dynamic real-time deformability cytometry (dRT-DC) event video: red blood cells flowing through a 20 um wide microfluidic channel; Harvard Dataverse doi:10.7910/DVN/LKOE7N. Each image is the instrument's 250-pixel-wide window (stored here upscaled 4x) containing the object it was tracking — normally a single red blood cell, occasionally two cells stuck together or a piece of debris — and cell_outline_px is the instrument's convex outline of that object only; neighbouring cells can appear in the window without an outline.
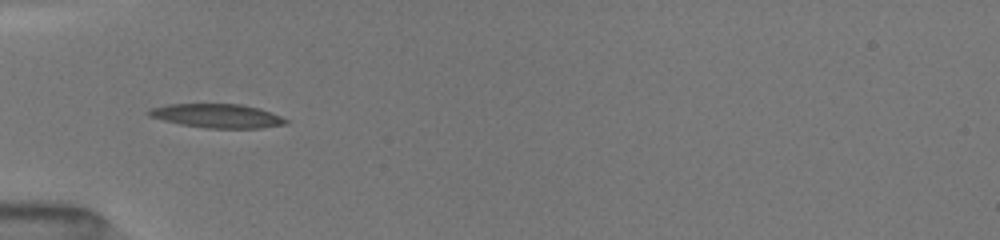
{"species": "common noctule bat (a hibernating species)", "species_latin": "Nyctalus noctula", "temperature_condition": "room temperature", "stored_images_in_passage": 7, "camera_frame_rate_fps": 3000, "um_per_image_px": 0.085, "animal": {"sex": "female", "body_mass_g": 19.5, "forearm_length_mm": 54.1}, "frame": {"image": 1, "passage_image": 6, "time_ms": 5.333, "image_size_px": [1000, 240], "cell_outline_px": [[288, 124], [260, 128], [204, 128], [180, 124], [148, 116], [144, 112], [152, 108], [168, 104], [240, 104], [260, 108], [280, 116], [288, 120]], "centroid_in_image_um": [18.45, 9.85], "position_along_channel_um": 66.5, "area_um2": 19.13}}